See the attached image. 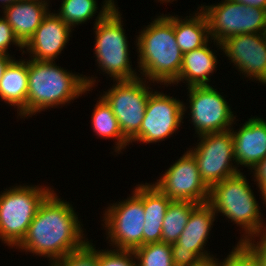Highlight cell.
I'll use <instances>...</instances> for the list:
<instances>
[{
    "label": "cell",
    "mask_w": 266,
    "mask_h": 266,
    "mask_svg": "<svg viewBox=\"0 0 266 266\" xmlns=\"http://www.w3.org/2000/svg\"><path fill=\"white\" fill-rule=\"evenodd\" d=\"M58 197L53 190L45 198L23 240L14 247L49 258L51 266L88 242L73 206Z\"/></svg>",
    "instance_id": "1"
},
{
    "label": "cell",
    "mask_w": 266,
    "mask_h": 266,
    "mask_svg": "<svg viewBox=\"0 0 266 266\" xmlns=\"http://www.w3.org/2000/svg\"><path fill=\"white\" fill-rule=\"evenodd\" d=\"M81 76L55 65V61L28 60L26 116L65 105L90 91L96 83L95 77Z\"/></svg>",
    "instance_id": "2"
},
{
    "label": "cell",
    "mask_w": 266,
    "mask_h": 266,
    "mask_svg": "<svg viewBox=\"0 0 266 266\" xmlns=\"http://www.w3.org/2000/svg\"><path fill=\"white\" fill-rule=\"evenodd\" d=\"M136 40L141 76L153 83L170 85L178 78L183 52L174 33V16L161 15L143 28Z\"/></svg>",
    "instance_id": "3"
},
{
    "label": "cell",
    "mask_w": 266,
    "mask_h": 266,
    "mask_svg": "<svg viewBox=\"0 0 266 266\" xmlns=\"http://www.w3.org/2000/svg\"><path fill=\"white\" fill-rule=\"evenodd\" d=\"M95 24V56L102 72L114 81L139 78L130 65L129 47L121 13L114 0H104Z\"/></svg>",
    "instance_id": "4"
},
{
    "label": "cell",
    "mask_w": 266,
    "mask_h": 266,
    "mask_svg": "<svg viewBox=\"0 0 266 266\" xmlns=\"http://www.w3.org/2000/svg\"><path fill=\"white\" fill-rule=\"evenodd\" d=\"M250 187L246 176L240 172L209 189L208 204L216 215L222 213L231 222L241 226L244 234L246 233L238 243H244L252 237L256 239L261 234H266L259 204Z\"/></svg>",
    "instance_id": "5"
},
{
    "label": "cell",
    "mask_w": 266,
    "mask_h": 266,
    "mask_svg": "<svg viewBox=\"0 0 266 266\" xmlns=\"http://www.w3.org/2000/svg\"><path fill=\"white\" fill-rule=\"evenodd\" d=\"M50 187L18 185L0 194V239L17 246L27 233L36 212L53 191Z\"/></svg>",
    "instance_id": "6"
},
{
    "label": "cell",
    "mask_w": 266,
    "mask_h": 266,
    "mask_svg": "<svg viewBox=\"0 0 266 266\" xmlns=\"http://www.w3.org/2000/svg\"><path fill=\"white\" fill-rule=\"evenodd\" d=\"M210 39L221 48L226 38L239 34L266 33V10L251 7L233 0H223L218 5H203Z\"/></svg>",
    "instance_id": "7"
},
{
    "label": "cell",
    "mask_w": 266,
    "mask_h": 266,
    "mask_svg": "<svg viewBox=\"0 0 266 266\" xmlns=\"http://www.w3.org/2000/svg\"><path fill=\"white\" fill-rule=\"evenodd\" d=\"M124 201L108 206L104 213L107 239L116 250H132L143 245L145 212L143 207V184Z\"/></svg>",
    "instance_id": "8"
},
{
    "label": "cell",
    "mask_w": 266,
    "mask_h": 266,
    "mask_svg": "<svg viewBox=\"0 0 266 266\" xmlns=\"http://www.w3.org/2000/svg\"><path fill=\"white\" fill-rule=\"evenodd\" d=\"M198 137L200 138L198 145L188 151L194 156L200 177L209 189L224 179L240 173V169L233 165L235 156L231 129L202 134Z\"/></svg>",
    "instance_id": "9"
},
{
    "label": "cell",
    "mask_w": 266,
    "mask_h": 266,
    "mask_svg": "<svg viewBox=\"0 0 266 266\" xmlns=\"http://www.w3.org/2000/svg\"><path fill=\"white\" fill-rule=\"evenodd\" d=\"M115 81L102 97L116 116L124 138L130 142L140 131L150 91L146 79ZM145 82V83H144Z\"/></svg>",
    "instance_id": "10"
},
{
    "label": "cell",
    "mask_w": 266,
    "mask_h": 266,
    "mask_svg": "<svg viewBox=\"0 0 266 266\" xmlns=\"http://www.w3.org/2000/svg\"><path fill=\"white\" fill-rule=\"evenodd\" d=\"M187 107L182 101L161 92L148 98L139 133L129 142L156 143L173 135L180 127Z\"/></svg>",
    "instance_id": "11"
},
{
    "label": "cell",
    "mask_w": 266,
    "mask_h": 266,
    "mask_svg": "<svg viewBox=\"0 0 266 266\" xmlns=\"http://www.w3.org/2000/svg\"><path fill=\"white\" fill-rule=\"evenodd\" d=\"M190 114L195 131L202 134L231 129L236 119L230 106L211 85L188 87Z\"/></svg>",
    "instance_id": "12"
},
{
    "label": "cell",
    "mask_w": 266,
    "mask_h": 266,
    "mask_svg": "<svg viewBox=\"0 0 266 266\" xmlns=\"http://www.w3.org/2000/svg\"><path fill=\"white\" fill-rule=\"evenodd\" d=\"M164 173L153 185L172 201L208 203L209 188L201 179L196 160L189 151Z\"/></svg>",
    "instance_id": "13"
},
{
    "label": "cell",
    "mask_w": 266,
    "mask_h": 266,
    "mask_svg": "<svg viewBox=\"0 0 266 266\" xmlns=\"http://www.w3.org/2000/svg\"><path fill=\"white\" fill-rule=\"evenodd\" d=\"M221 50L240 73L266 84V33L233 35L221 42Z\"/></svg>",
    "instance_id": "14"
},
{
    "label": "cell",
    "mask_w": 266,
    "mask_h": 266,
    "mask_svg": "<svg viewBox=\"0 0 266 266\" xmlns=\"http://www.w3.org/2000/svg\"><path fill=\"white\" fill-rule=\"evenodd\" d=\"M49 13L44 17L33 37L26 43L31 59L54 61L70 40L72 29L57 14ZM32 54V55H31Z\"/></svg>",
    "instance_id": "15"
},
{
    "label": "cell",
    "mask_w": 266,
    "mask_h": 266,
    "mask_svg": "<svg viewBox=\"0 0 266 266\" xmlns=\"http://www.w3.org/2000/svg\"><path fill=\"white\" fill-rule=\"evenodd\" d=\"M232 129L235 162L252 171L266 157V120L252 117L239 131Z\"/></svg>",
    "instance_id": "16"
},
{
    "label": "cell",
    "mask_w": 266,
    "mask_h": 266,
    "mask_svg": "<svg viewBox=\"0 0 266 266\" xmlns=\"http://www.w3.org/2000/svg\"><path fill=\"white\" fill-rule=\"evenodd\" d=\"M215 214L213 208L208 203L198 204L191 211L188 222L178 241L171 244V249L191 250L203 261L214 259V256L204 250V247L210 235L211 227H213Z\"/></svg>",
    "instance_id": "17"
},
{
    "label": "cell",
    "mask_w": 266,
    "mask_h": 266,
    "mask_svg": "<svg viewBox=\"0 0 266 266\" xmlns=\"http://www.w3.org/2000/svg\"><path fill=\"white\" fill-rule=\"evenodd\" d=\"M47 1L19 0L2 7L4 9L3 18L11 26L14 34L23 46L33 37L36 29L49 13Z\"/></svg>",
    "instance_id": "18"
},
{
    "label": "cell",
    "mask_w": 266,
    "mask_h": 266,
    "mask_svg": "<svg viewBox=\"0 0 266 266\" xmlns=\"http://www.w3.org/2000/svg\"><path fill=\"white\" fill-rule=\"evenodd\" d=\"M172 200L152 183L143 184V245L162 241V223Z\"/></svg>",
    "instance_id": "19"
},
{
    "label": "cell",
    "mask_w": 266,
    "mask_h": 266,
    "mask_svg": "<svg viewBox=\"0 0 266 266\" xmlns=\"http://www.w3.org/2000/svg\"><path fill=\"white\" fill-rule=\"evenodd\" d=\"M27 92L28 60L14 59L5 69L0 81V99L10 106H17L18 116L23 118L26 117Z\"/></svg>",
    "instance_id": "20"
},
{
    "label": "cell",
    "mask_w": 266,
    "mask_h": 266,
    "mask_svg": "<svg viewBox=\"0 0 266 266\" xmlns=\"http://www.w3.org/2000/svg\"><path fill=\"white\" fill-rule=\"evenodd\" d=\"M216 57L208 42L200 48L185 52L179 76L173 83L185 80L187 87L209 85V74L214 72L217 65Z\"/></svg>",
    "instance_id": "21"
},
{
    "label": "cell",
    "mask_w": 266,
    "mask_h": 266,
    "mask_svg": "<svg viewBox=\"0 0 266 266\" xmlns=\"http://www.w3.org/2000/svg\"><path fill=\"white\" fill-rule=\"evenodd\" d=\"M196 12L183 20L174 16L175 39L183 54L210 42L207 19L200 8Z\"/></svg>",
    "instance_id": "22"
},
{
    "label": "cell",
    "mask_w": 266,
    "mask_h": 266,
    "mask_svg": "<svg viewBox=\"0 0 266 266\" xmlns=\"http://www.w3.org/2000/svg\"><path fill=\"white\" fill-rule=\"evenodd\" d=\"M101 98L97 101L93 112H92V127L93 131L102 138H114L117 139L115 142V152H121L127 145H129L128 141L124 138L122 131L120 129L118 120L114 115L110 105L105 101V99Z\"/></svg>",
    "instance_id": "23"
},
{
    "label": "cell",
    "mask_w": 266,
    "mask_h": 266,
    "mask_svg": "<svg viewBox=\"0 0 266 266\" xmlns=\"http://www.w3.org/2000/svg\"><path fill=\"white\" fill-rule=\"evenodd\" d=\"M198 204L192 201H171L162 223V241L176 243L183 232L191 211Z\"/></svg>",
    "instance_id": "24"
},
{
    "label": "cell",
    "mask_w": 266,
    "mask_h": 266,
    "mask_svg": "<svg viewBox=\"0 0 266 266\" xmlns=\"http://www.w3.org/2000/svg\"><path fill=\"white\" fill-rule=\"evenodd\" d=\"M97 5L96 0H62L60 12L56 14L73 28L92 19L97 13Z\"/></svg>",
    "instance_id": "25"
},
{
    "label": "cell",
    "mask_w": 266,
    "mask_h": 266,
    "mask_svg": "<svg viewBox=\"0 0 266 266\" xmlns=\"http://www.w3.org/2000/svg\"><path fill=\"white\" fill-rule=\"evenodd\" d=\"M133 252L138 266H174L171 244L163 241L142 245Z\"/></svg>",
    "instance_id": "26"
},
{
    "label": "cell",
    "mask_w": 266,
    "mask_h": 266,
    "mask_svg": "<svg viewBox=\"0 0 266 266\" xmlns=\"http://www.w3.org/2000/svg\"><path fill=\"white\" fill-rule=\"evenodd\" d=\"M52 266H98V250L88 241L80 249L68 253Z\"/></svg>",
    "instance_id": "27"
},
{
    "label": "cell",
    "mask_w": 266,
    "mask_h": 266,
    "mask_svg": "<svg viewBox=\"0 0 266 266\" xmlns=\"http://www.w3.org/2000/svg\"><path fill=\"white\" fill-rule=\"evenodd\" d=\"M132 250H98V266H138Z\"/></svg>",
    "instance_id": "28"
},
{
    "label": "cell",
    "mask_w": 266,
    "mask_h": 266,
    "mask_svg": "<svg viewBox=\"0 0 266 266\" xmlns=\"http://www.w3.org/2000/svg\"><path fill=\"white\" fill-rule=\"evenodd\" d=\"M221 266H261L259 260L242 244L237 243Z\"/></svg>",
    "instance_id": "29"
},
{
    "label": "cell",
    "mask_w": 266,
    "mask_h": 266,
    "mask_svg": "<svg viewBox=\"0 0 266 266\" xmlns=\"http://www.w3.org/2000/svg\"><path fill=\"white\" fill-rule=\"evenodd\" d=\"M16 45L21 49H24V46L19 42L16 35L13 32V29L8 24V22L3 18H0V53L8 54L9 45Z\"/></svg>",
    "instance_id": "30"
},
{
    "label": "cell",
    "mask_w": 266,
    "mask_h": 266,
    "mask_svg": "<svg viewBox=\"0 0 266 266\" xmlns=\"http://www.w3.org/2000/svg\"><path fill=\"white\" fill-rule=\"evenodd\" d=\"M174 266H198L203 260L193 251L185 249H171Z\"/></svg>",
    "instance_id": "31"
},
{
    "label": "cell",
    "mask_w": 266,
    "mask_h": 266,
    "mask_svg": "<svg viewBox=\"0 0 266 266\" xmlns=\"http://www.w3.org/2000/svg\"><path fill=\"white\" fill-rule=\"evenodd\" d=\"M260 236L259 242H255L253 237L242 244L259 260L261 266H266V234Z\"/></svg>",
    "instance_id": "32"
},
{
    "label": "cell",
    "mask_w": 266,
    "mask_h": 266,
    "mask_svg": "<svg viewBox=\"0 0 266 266\" xmlns=\"http://www.w3.org/2000/svg\"><path fill=\"white\" fill-rule=\"evenodd\" d=\"M252 170L255 179L261 191L260 194L262 195V199L265 202L266 197V157L262 159Z\"/></svg>",
    "instance_id": "33"
},
{
    "label": "cell",
    "mask_w": 266,
    "mask_h": 266,
    "mask_svg": "<svg viewBox=\"0 0 266 266\" xmlns=\"http://www.w3.org/2000/svg\"><path fill=\"white\" fill-rule=\"evenodd\" d=\"M13 60L14 59L12 58V56L0 53V81L2 79L5 69Z\"/></svg>",
    "instance_id": "34"
},
{
    "label": "cell",
    "mask_w": 266,
    "mask_h": 266,
    "mask_svg": "<svg viewBox=\"0 0 266 266\" xmlns=\"http://www.w3.org/2000/svg\"><path fill=\"white\" fill-rule=\"evenodd\" d=\"M234 2L241 3L251 7H259L266 10V0H233Z\"/></svg>",
    "instance_id": "35"
},
{
    "label": "cell",
    "mask_w": 266,
    "mask_h": 266,
    "mask_svg": "<svg viewBox=\"0 0 266 266\" xmlns=\"http://www.w3.org/2000/svg\"><path fill=\"white\" fill-rule=\"evenodd\" d=\"M217 258L208 260V261H203L200 265L198 266H221V262L217 261Z\"/></svg>",
    "instance_id": "36"
},
{
    "label": "cell",
    "mask_w": 266,
    "mask_h": 266,
    "mask_svg": "<svg viewBox=\"0 0 266 266\" xmlns=\"http://www.w3.org/2000/svg\"><path fill=\"white\" fill-rule=\"evenodd\" d=\"M16 1H19V0H0L1 4L3 5V7H5L7 5H10L11 3H14Z\"/></svg>",
    "instance_id": "37"
},
{
    "label": "cell",
    "mask_w": 266,
    "mask_h": 266,
    "mask_svg": "<svg viewBox=\"0 0 266 266\" xmlns=\"http://www.w3.org/2000/svg\"><path fill=\"white\" fill-rule=\"evenodd\" d=\"M159 1H161V2H163V3H164V2H165V3H166V2L168 3V2H170L171 0H159ZM173 1H174V0H173Z\"/></svg>",
    "instance_id": "38"
}]
</instances>
